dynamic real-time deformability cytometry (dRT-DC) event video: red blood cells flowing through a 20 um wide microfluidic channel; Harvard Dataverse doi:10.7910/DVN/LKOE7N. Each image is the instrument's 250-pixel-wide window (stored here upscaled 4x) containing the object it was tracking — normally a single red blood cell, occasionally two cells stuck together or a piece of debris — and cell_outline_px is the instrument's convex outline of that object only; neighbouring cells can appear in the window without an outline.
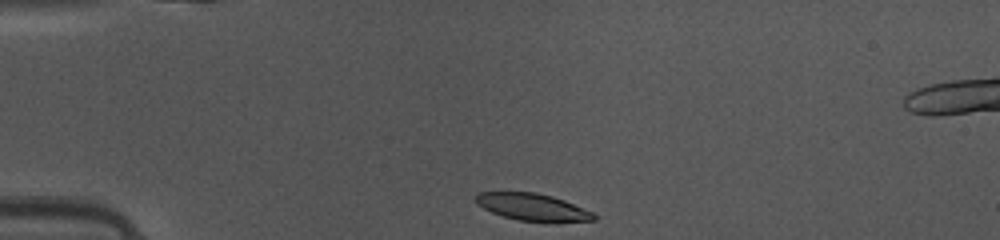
{"species": "common noctule bat (a hibernating species)", "species_latin": "Nyctalus noctula", "temperature_condition": "warm", "stored_images_in_passage": 39, "segment_of_instrument_passage": [1, 2], "camera_frame_rate_fps": 3000, "um_per_image_px": 0.085, "animal": {"sex": "female", "body_mass_g": 10.0, "forearm_length_mm": 53.1}, "frame": {"image": 1, "passage_image": 1, "time_ms": 0.0, "image_size_px": [1000, 240], "cell_outline_px": [[596, 220], [544, 224], [516, 220], [492, 212], [476, 204], [476, 196], [480, 192], [536, 192], [552, 196], [564, 200], [592, 212], [596, 216]], "centroid_in_image_um": [45.31, 17.64], "position_along_channel_um": 39.7, "area_um2": 19.07}}
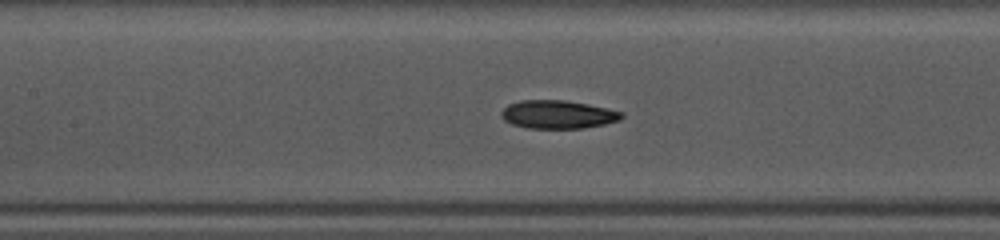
{"frame": {"image": 2, "passage_image": 12, "time_ms": 3.667, "image_size_px": [1000, 240], "cell_outline_px": [[624, 116], [620, 120], [604, 124], [584, 128], [528, 128], [512, 124], [504, 120], [500, 116], [500, 112], [508, 104], [520, 100], [564, 100], [588, 104], [608, 108], [624, 112]], "centroid_in_image_um": [47.42, 9.72], "position_along_channel_um": 160.0, "area_um2": 19.94}}
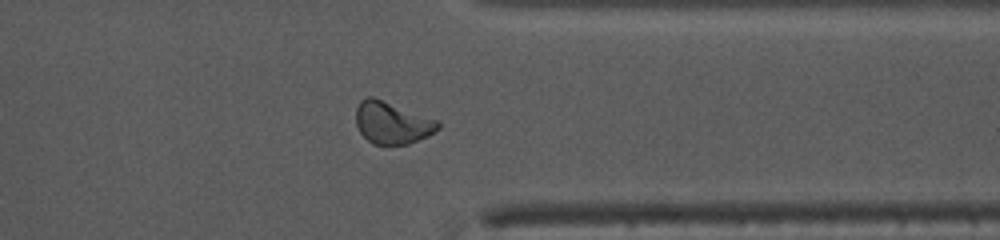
{"frame": {"image": 3, "passage_image": 28, "time_ms": 9.0, "image_size_px": [1000, 240], "cell_outline_px": [[440, 128], [428, 136], [408, 144], [372, 144], [360, 132], [356, 124], [356, 108], [360, 100], [368, 96], [372, 96], [436, 120], [440, 124]], "centroid_in_image_um": [33.3, 10.44], "position_along_channel_um": 378.1, "area_um2": 19.88}}